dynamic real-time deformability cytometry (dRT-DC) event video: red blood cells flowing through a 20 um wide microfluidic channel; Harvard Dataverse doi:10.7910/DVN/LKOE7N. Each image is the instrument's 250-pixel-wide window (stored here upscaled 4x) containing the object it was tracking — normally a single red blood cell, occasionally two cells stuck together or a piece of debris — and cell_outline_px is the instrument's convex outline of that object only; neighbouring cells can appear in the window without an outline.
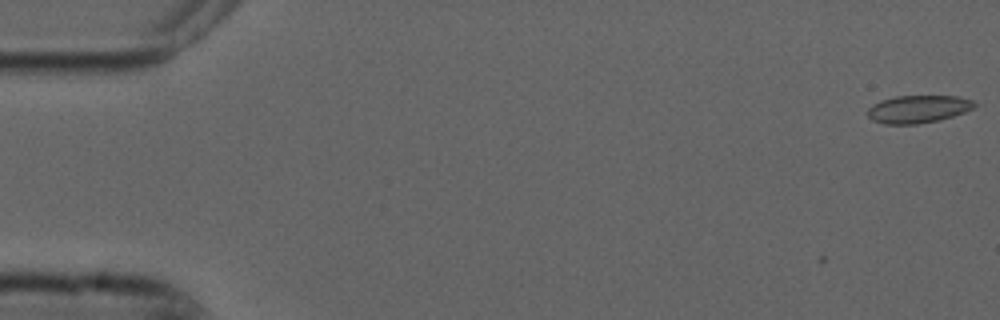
{"species": "common noctule bat (a hibernating species)", "species_latin": "Nyctalus noctula", "temperature_condition": "cold", "stored_images_in_passage": 12, "camera_frame_rate_fps": 3000, "um_per_image_px": 0.085, "animal": {"sex": "male", "forearm_length_mm": 52.5}, "frame": {"image": 1, "passage_image": 1, "time_ms": 0.0, "image_size_px": [1000, 320], "cell_outline_px": [[976, 104], [972, 108], [964, 112], [940, 120], [916, 124], [884, 124], [872, 120], [864, 112], [872, 104], [880, 100], [896, 96], [956, 96], [972, 100]], "centroid_in_image_um": [77.97, 9.27], "position_along_channel_um": 7.0, "area_um2": 17.28}}